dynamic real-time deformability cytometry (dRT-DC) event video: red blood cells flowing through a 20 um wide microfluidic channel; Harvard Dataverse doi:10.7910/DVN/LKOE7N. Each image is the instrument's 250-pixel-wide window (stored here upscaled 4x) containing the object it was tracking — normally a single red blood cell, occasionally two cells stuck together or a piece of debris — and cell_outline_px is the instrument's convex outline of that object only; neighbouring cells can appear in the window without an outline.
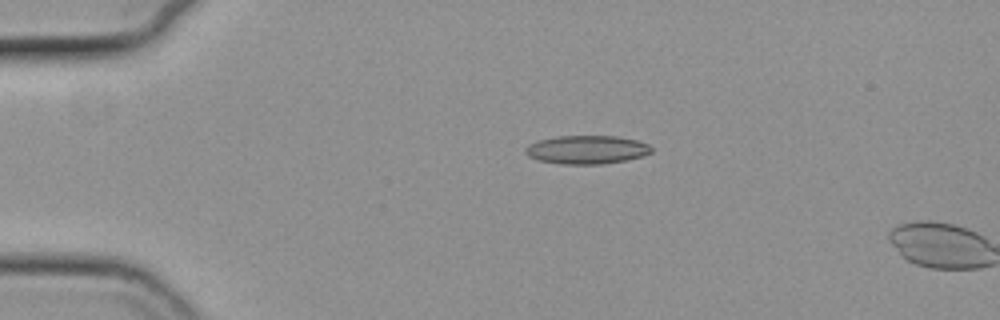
{"species": "common noctule bat (a hibernating species)", "species_latin": "Nyctalus noctula", "temperature_condition": "cold", "stored_images_in_passage": 2, "camera_frame_rate_fps": 3000, "um_per_image_px": 0.085, "animal": {"sex": "female", "body_mass_g": 19.3, "forearm_length_mm": 54.1}, "frame": {"image": 1, "passage_image": 1, "time_ms": 0.0, "image_size_px": [1000, 320], "cell_outline_px": [[652, 152], [644, 156], [628, 160], [604, 164], [560, 164], [540, 160], [528, 156], [524, 152], [524, 148], [528, 144], [540, 140], [560, 136], [616, 136], [636, 140], [648, 144], [652, 148]], "centroid_in_image_um": [49.89, 12.73], "position_along_channel_um": 35.1, "area_um2": 20.98}}